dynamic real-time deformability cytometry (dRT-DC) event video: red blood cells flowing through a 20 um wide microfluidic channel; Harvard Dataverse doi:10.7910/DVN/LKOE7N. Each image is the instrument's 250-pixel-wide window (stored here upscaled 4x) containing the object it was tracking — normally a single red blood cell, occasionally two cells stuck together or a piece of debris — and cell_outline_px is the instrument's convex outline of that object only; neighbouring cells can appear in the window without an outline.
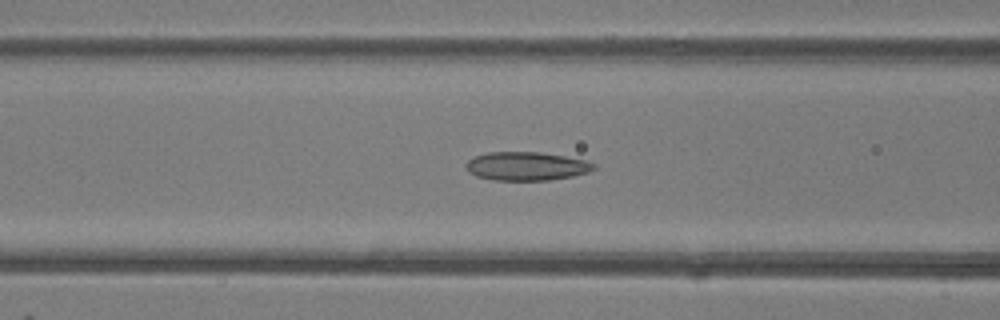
{"species": "common noctule bat (a hibernating species)", "species_latin": "Nyctalus noctula", "temperature_condition": "room temperature", "stored_images_in_passage": 47, "camera_frame_rate_fps": 3000, "um_per_image_px": 0.085, "animal": {"sex": "female"}, "frame": {"image": 1, "passage_image": 18, "time_ms": 5.667, "image_size_px": [1000, 320], "cell_outline_px": [[596, 168], [588, 172], [572, 176], [548, 180], [492, 180], [476, 176], [468, 172], [464, 164], [468, 160], [476, 156], [488, 152], [540, 152], [588, 160], [596, 164]], "centroid_in_image_um": [44.75, 14.12], "position_along_channel_um": 121.9, "area_um2": 21.39}}
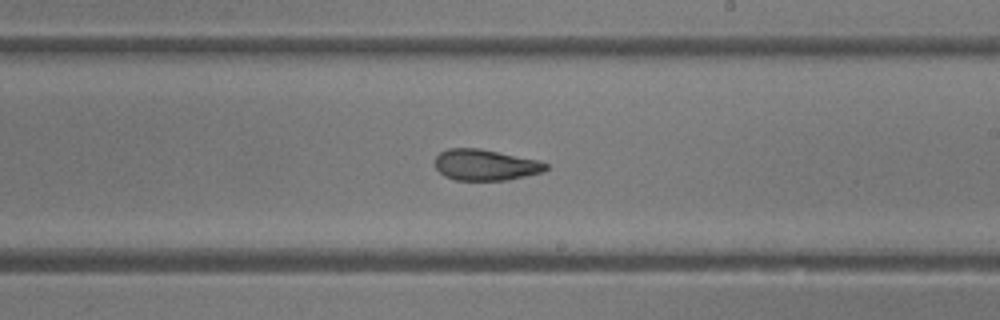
{"frame": {"image": 2, "passage_image": 27, "time_ms": 8.667, "image_size_px": [1000, 320], "cell_outline_px": [[548, 168], [544, 172], [508, 180], [456, 180], [444, 176], [436, 168], [436, 156], [440, 152], [448, 148], [480, 148], [540, 160], [548, 164]], "centroid_in_image_um": [41.29, 14.01], "position_along_channel_um": 247.7, "area_um2": 20.23}}
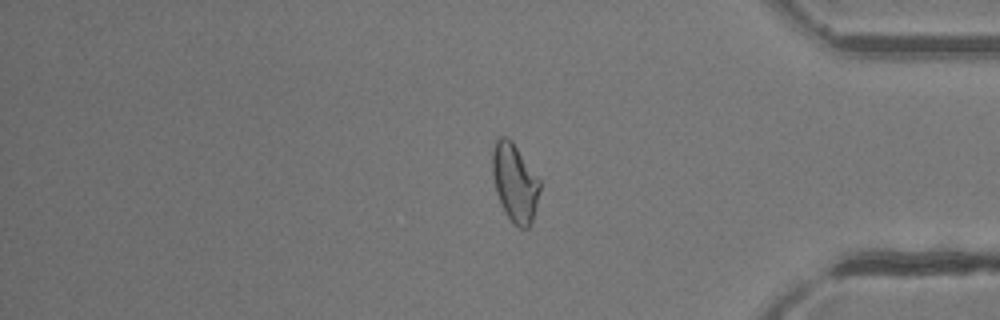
{"frame": {"image": 3, "passage_image": 39, "time_ms": 12.667, "image_size_px": [1000, 320], "cell_outline_px": [[540, 188], [536, 208], [532, 224], [528, 228], [520, 228], [512, 224], [504, 212], [496, 192], [492, 172], [492, 152], [496, 140], [500, 136], [504, 136], [512, 140], [540, 180]], "centroid_in_image_um": [43.76, 15.55], "position_along_channel_um": 391.4, "area_um2": 21.79}, "authors_computed_cell_mechanics": {"area_um2": 22.4842, "velocity_mm_per_s": 4.2059, "shape_relaxation_time_tau1_ms": 8.5625, "shape_relaxation_time_tau2_ms": 2.0368, "deformation_change_tau1": 0.2134, "deformation_change_tau2": 0.0863}}